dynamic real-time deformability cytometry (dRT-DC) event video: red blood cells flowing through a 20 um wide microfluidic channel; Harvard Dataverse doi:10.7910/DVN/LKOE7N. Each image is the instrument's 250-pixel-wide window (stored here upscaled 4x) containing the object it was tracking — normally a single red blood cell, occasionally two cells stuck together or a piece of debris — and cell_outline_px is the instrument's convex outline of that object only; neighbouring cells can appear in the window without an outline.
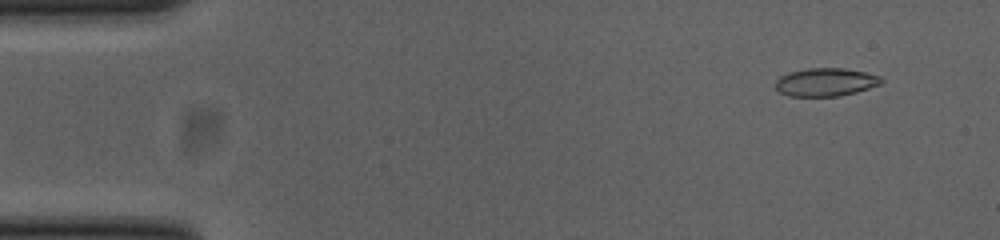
{"species": "common noctule bat (a hibernating species)", "species_latin": "Nyctalus noctula", "temperature_condition": "cold", "stored_images_in_passage": 52, "camera_frame_rate_fps": 3000, "um_per_image_px": 0.085, "animal": {"sex": "female", "body_mass_g": 23.0, "forearm_length_mm": 53.4}, "frame": {"image": 1, "passage_image": 4, "time_ms": 1.0, "image_size_px": [1000, 240], "cell_outline_px": [[884, 80], [880, 84], [856, 92], [836, 96], [792, 96], [780, 92], [776, 88], [776, 80], [780, 76], [792, 72], [808, 68], [840, 68], [864, 72], [880, 76]], "centroid_in_image_um": [70.19, 6.98], "position_along_channel_um": 14.8, "area_um2": 17.05}}
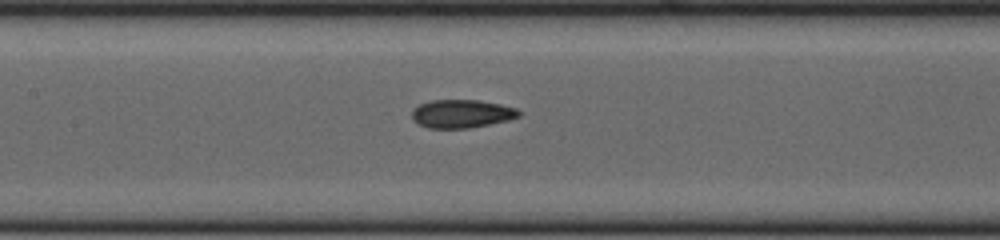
{"frame": {"image": 2, "passage_image": 24, "time_ms": 7.667, "image_size_px": [1000, 240], "cell_outline_px": [[520, 116], [508, 120], [468, 128], [428, 128], [420, 124], [412, 116], [412, 112], [420, 104], [432, 100], [476, 100], [500, 104], [516, 108], [520, 112]], "centroid_in_image_um": [39.27, 9.66], "position_along_channel_um": 168.1, "area_um2": 17.28}}
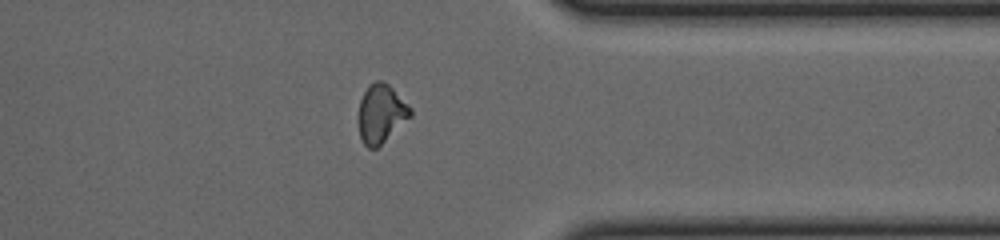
{"frame": {"image": 3, "passage_image": 41, "time_ms": 13.333, "image_size_px": [1000, 240], "cell_outline_px": [[412, 116], [376, 148], [368, 148], [364, 144], [360, 136], [360, 100], [368, 84], [376, 80], [384, 80], [412, 108]], "centroid_in_image_um": [32.42, 9.62], "position_along_channel_um": 379.0, "area_um2": 17.46}, "authors_computed_cell_mechanics": {"area_um2": 17.1666, "velocity_mm_per_s": 3.8741, "shape_relaxation_time_tau1_ms": 10.841, "shape_relaxation_time_tau2_ms": 3.0995, "deformation_change_tau1": 0.2228, "deformation_change_tau2": 0.0862}}